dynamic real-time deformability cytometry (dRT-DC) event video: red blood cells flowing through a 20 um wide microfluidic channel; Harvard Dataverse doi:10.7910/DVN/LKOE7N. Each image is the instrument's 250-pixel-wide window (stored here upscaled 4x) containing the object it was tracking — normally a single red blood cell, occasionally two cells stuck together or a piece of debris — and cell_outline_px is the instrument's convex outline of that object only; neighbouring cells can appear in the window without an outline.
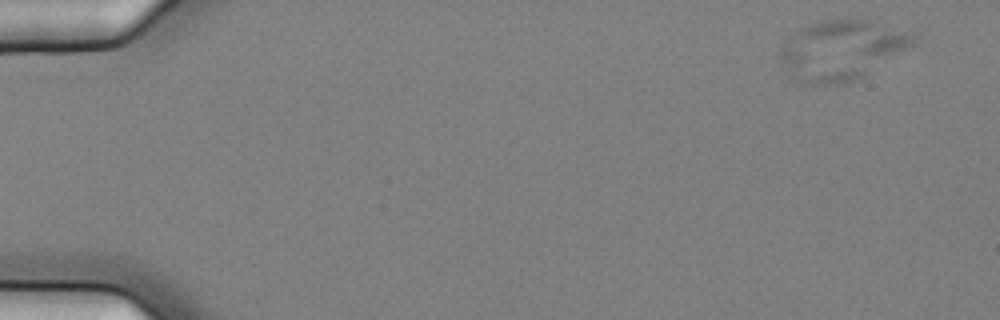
{"species": "common noctule bat (a hibernating species)", "species_latin": "Nyctalus noctula", "temperature_condition": "cold", "stored_images_in_passage": 18, "camera_frame_rate_fps": 3000, "um_per_image_px": 0.085, "animal": {"sex": "female", "body_mass_g": 25.1}, "frame": {"image": 1, "passage_image": 5, "time_ms": 1.333, "image_size_px": [1000, 320], "cell_outline_px": [[916, 36], [912, 44], [864, 76], [856, 80], [840, 84], [808, 84], [800, 80], [780, 64], [776, 56], [780, 48], [796, 28], [820, 20], [844, 16], [872, 20]], "centroid_in_image_um": [71.44, 4.2], "position_along_channel_um": 13.6, "area_um2": 46.53}}